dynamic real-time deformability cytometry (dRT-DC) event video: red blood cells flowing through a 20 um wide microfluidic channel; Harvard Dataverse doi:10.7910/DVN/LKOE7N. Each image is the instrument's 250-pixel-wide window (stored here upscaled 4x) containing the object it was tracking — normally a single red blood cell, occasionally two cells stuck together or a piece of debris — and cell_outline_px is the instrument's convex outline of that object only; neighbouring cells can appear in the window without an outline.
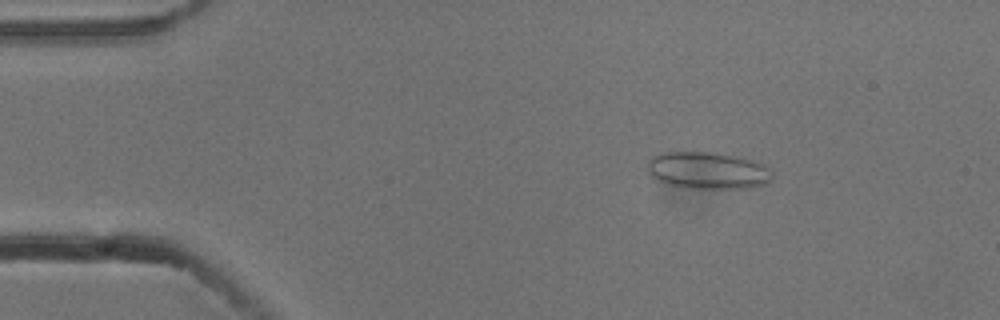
{"species": "common noctule bat (a hibernating species)", "species_latin": "Nyctalus noctula", "temperature_condition": "cold", "stored_images_in_passage": 6, "camera_frame_rate_fps": 3000, "um_per_image_px": 0.085, "animal": {"sex": "male", "body_mass_g": 13.3}, "frame": {"image": 1, "passage_image": 3, "time_ms": 0.667, "image_size_px": [1000, 320], "cell_outline_px": [[772, 180], [764, 184], [748, 188], [688, 188], [672, 184], [660, 180], [652, 176], [648, 172], [648, 160], [652, 156], [660, 152], [716, 152], [740, 156], [756, 160], [764, 164], [772, 172]], "centroid_in_image_um": [60.21, 14.46], "position_along_channel_um": 24.8, "area_um2": 27.11}}